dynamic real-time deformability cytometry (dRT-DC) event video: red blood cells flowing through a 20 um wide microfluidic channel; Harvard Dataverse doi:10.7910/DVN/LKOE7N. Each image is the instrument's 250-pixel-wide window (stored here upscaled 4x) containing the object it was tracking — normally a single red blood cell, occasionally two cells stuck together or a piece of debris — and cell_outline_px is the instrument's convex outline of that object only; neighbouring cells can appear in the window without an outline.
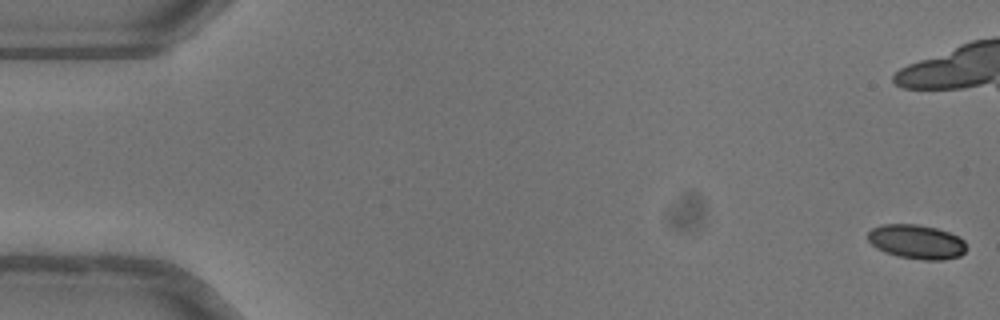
{"species": "common noctule bat (a hibernating species)", "species_latin": "Nyctalus noctula", "temperature_condition": "warm", "stored_images_in_passage": 52, "camera_frame_rate_fps": 3000, "um_per_image_px": 0.085, "animal": {"sex": "female"}, "frame": {"image": 1, "passage_image": 1, "time_ms": 0.0, "image_size_px": [1000, 320], "cell_outline_px": [[968, 248], [960, 256], [940, 260], [924, 260], [900, 256], [884, 252], [876, 248], [868, 240], [868, 232], [872, 228], [884, 224], [920, 224], [936, 228], [960, 236], [964, 240]], "centroid_in_image_um": [77.94, 20.54], "position_along_channel_um": 7.1, "area_um2": 19.77}}
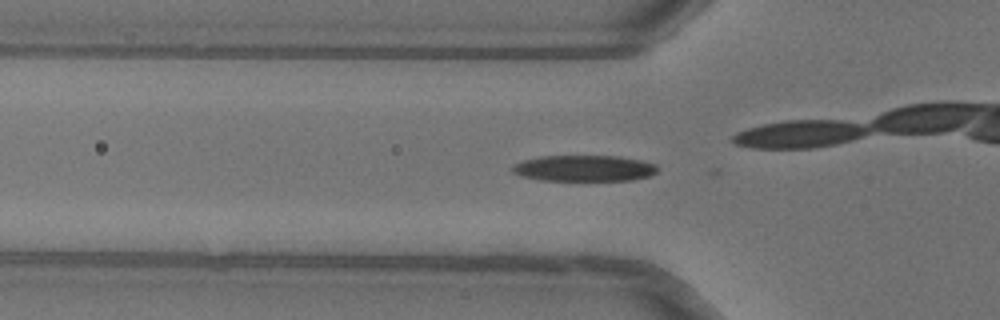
{"frame": {"image": 2, "passage_image": 18, "time_ms": 5.667, "image_size_px": [1000, 320], "cell_outline_px": [[656, 172], [648, 176], [632, 180], [540, 180], [520, 176], [512, 172], [512, 168], [516, 164], [524, 160], [540, 156], [620, 156], [640, 160], [656, 164]], "centroid_in_image_um": [49.64, 14.3], "position_along_channel_um": 76.2, "area_um2": 21.91}, "authors_computed_cell_mechanics": {"area_um2": 21.9351, "velocity_mm_per_s": 4.0284, "shape_relaxation_time_tau1_ms": null, "shape_relaxation_time_tau2_ms": 7.217, "deformation_change_tau1": null, "deformation_change_tau2": 0.1064}}